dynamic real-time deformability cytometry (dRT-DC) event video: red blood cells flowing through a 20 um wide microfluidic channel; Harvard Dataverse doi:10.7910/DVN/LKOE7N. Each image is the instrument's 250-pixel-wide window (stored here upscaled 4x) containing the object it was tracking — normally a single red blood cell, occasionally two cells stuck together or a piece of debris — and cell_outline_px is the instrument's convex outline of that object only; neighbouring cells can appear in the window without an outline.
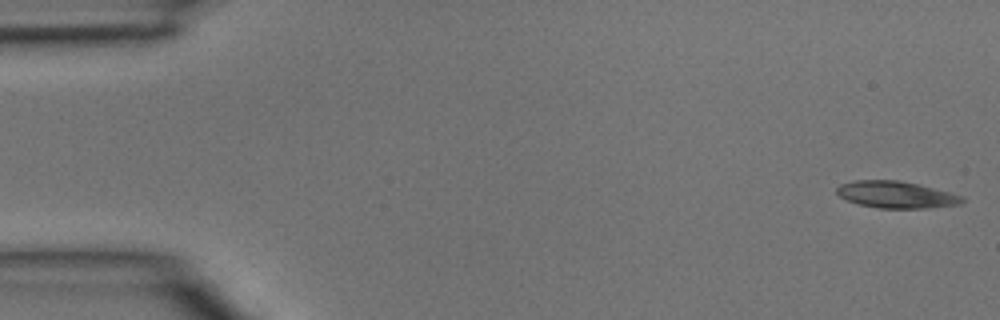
{"species": "common noctule bat (a hibernating species)", "species_latin": "Nyctalus noctula", "temperature_condition": "room temperature", "stored_images_in_passage": 4, "camera_frame_rate_fps": 3000, "um_per_image_px": 0.085, "animal": {"sex": "male", "body_mass_g": 15.6}, "frame": {"image": 1, "passage_image": 1, "time_ms": 0.0, "image_size_px": [1000, 320], "cell_outline_px": [[964, 200], [960, 204], [924, 208], [880, 208], [860, 204], [848, 200], [840, 196], [836, 192], [836, 188], [840, 184], [856, 180], [900, 180], [964, 196]], "centroid_in_image_um": [76.15, 16.54], "position_along_channel_um": 8.8, "area_um2": 19.31}}
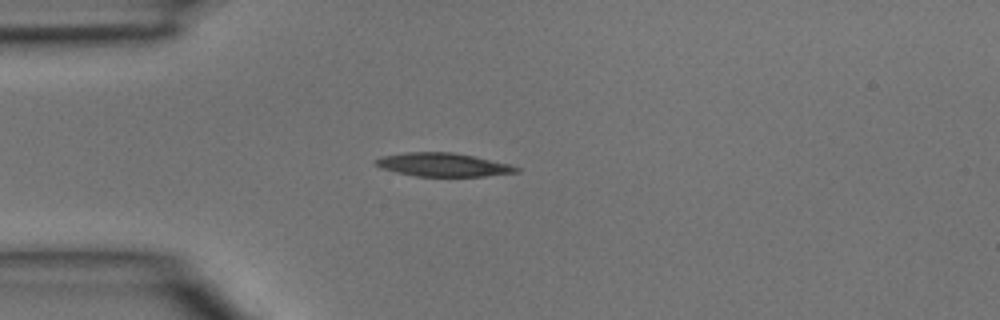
{"frame": {"image": 2, "passage_image": 4, "time_ms": 1.0, "image_size_px": [1000, 320], "cell_outline_px": [[520, 172], [484, 176], [416, 176], [396, 172], [380, 168], [372, 160], [380, 156], [408, 152], [452, 152], [472, 156], [508, 164], [520, 168]], "centroid_in_image_um": [37.6, 14.0], "position_along_channel_um": 47.4, "area_um2": 19.13}}